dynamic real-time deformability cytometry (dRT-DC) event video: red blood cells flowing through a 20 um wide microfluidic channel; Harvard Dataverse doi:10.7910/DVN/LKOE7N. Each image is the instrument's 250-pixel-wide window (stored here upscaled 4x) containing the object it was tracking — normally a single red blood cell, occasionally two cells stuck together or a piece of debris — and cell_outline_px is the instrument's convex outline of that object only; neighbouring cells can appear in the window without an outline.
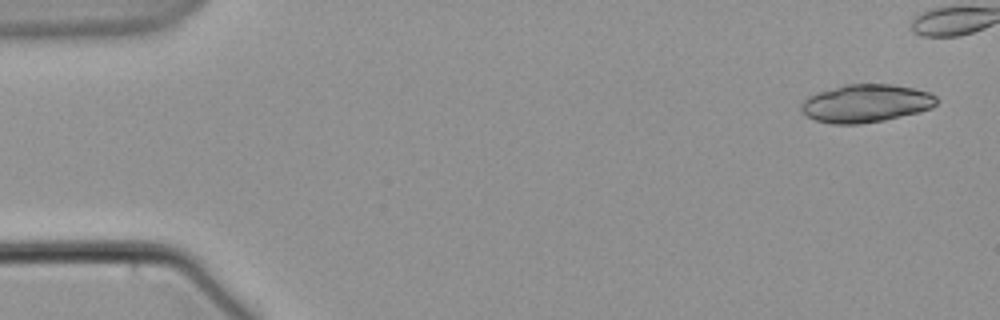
{"species": "common noctule bat (a hibernating species)", "species_latin": "Nyctalus noctula", "temperature_condition": "warm", "stored_images_in_passage": 9, "camera_frame_rate_fps": 3000, "um_per_image_px": 0.085, "animal": {"sex": "male", "body_mass_g": 21.5, "forearm_length_mm": 52.0}, "frame": {"image": 1, "passage_image": 1, "time_ms": 0.0, "image_size_px": [1000, 320], "cell_outline_px": [[940, 100], [932, 108], [920, 112], [884, 120], [860, 124], [832, 124], [816, 120], [808, 116], [800, 108], [800, 104], [808, 96], [844, 84], [892, 84], [912, 88], [928, 92], [936, 96]], "centroid_in_image_um": [73.63, 8.79], "position_along_channel_um": 11.4, "area_um2": 29.94}}
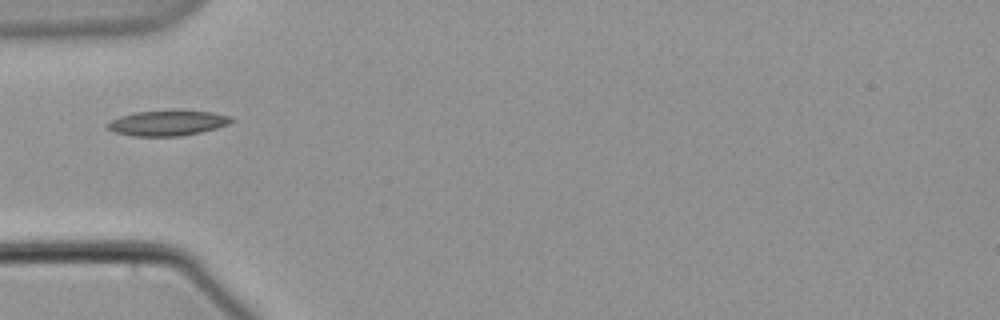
{"frame": {"image": 2, "passage_image": 6, "time_ms": 7.333, "image_size_px": [1000, 320], "cell_outline_px": [[236, 120], [228, 124], [216, 128], [200, 132], [180, 136], [132, 136], [112, 132], [104, 128], [104, 124], [120, 116], [136, 112], [212, 112], [232, 116]], "centroid_in_image_um": [14.19, 10.49], "position_along_channel_um": 70.8, "area_um2": 17.98}}
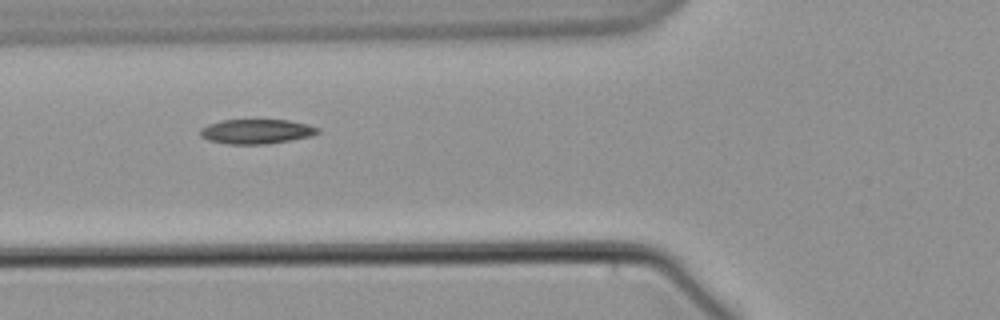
{"frame": {"image": 3, "passage_image": 7, "time_ms": 8.333, "image_size_px": [1000, 320], "cell_outline_px": [[320, 132], [312, 136], [268, 144], [228, 144], [208, 140], [200, 136], [200, 128], [208, 124], [220, 120], [288, 120], [308, 124], [320, 128]], "centroid_in_image_um": [21.8, 11.17], "position_along_channel_um": 104.0, "area_um2": 16.99}}